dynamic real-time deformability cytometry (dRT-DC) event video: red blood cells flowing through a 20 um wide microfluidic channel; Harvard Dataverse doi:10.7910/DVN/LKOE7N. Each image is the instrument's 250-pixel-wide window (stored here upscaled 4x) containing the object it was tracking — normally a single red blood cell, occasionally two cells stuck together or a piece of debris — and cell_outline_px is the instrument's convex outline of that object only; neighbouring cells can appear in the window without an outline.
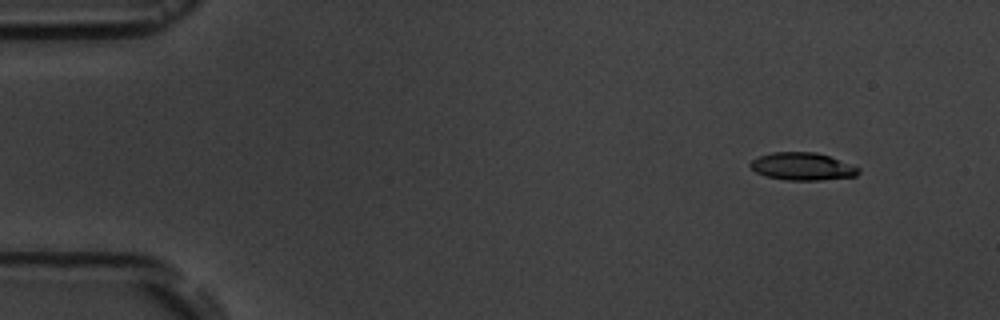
{"species": "common noctule bat (a hibernating species)", "species_latin": "Nyctalus noctula", "temperature_condition": "room temperature", "stored_images_in_passage": 4, "segment_of_instrument_passage": [2, 2], "camera_frame_rate_fps": 3000, "um_per_image_px": 0.085, "animal": {"sex": "male", "body_mass_g": 19.5, "forearm_length_mm": 54.6}, "frame": {"image": 1, "passage_image": 4, "time_ms": 4.667, "image_size_px": [1000, 320], "cell_outline_px": [[860, 172], [856, 176], [820, 180], [784, 180], [768, 176], [756, 172], [748, 164], [752, 160], [760, 156], [772, 152], [816, 152], [828, 156], [860, 168]], "centroid_in_image_um": [68.2, 14.15], "position_along_channel_um": 16.8, "area_um2": 17.22}}